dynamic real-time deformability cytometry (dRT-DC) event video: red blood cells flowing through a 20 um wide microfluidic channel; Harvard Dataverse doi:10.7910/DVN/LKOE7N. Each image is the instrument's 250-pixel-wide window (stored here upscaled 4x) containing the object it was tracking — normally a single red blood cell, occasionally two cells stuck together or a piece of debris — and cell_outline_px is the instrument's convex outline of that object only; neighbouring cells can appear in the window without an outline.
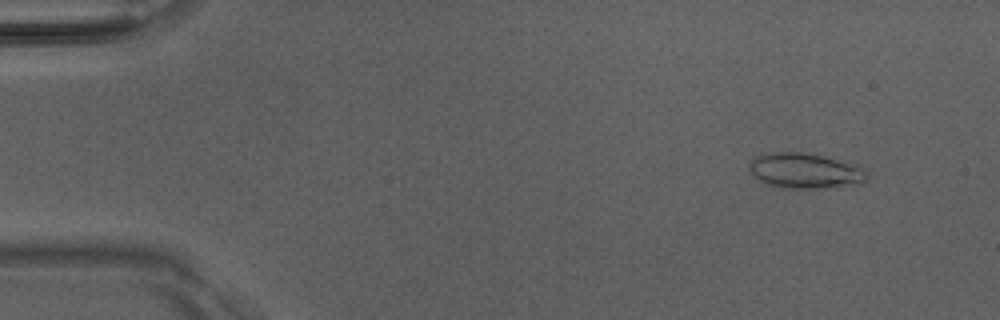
{"species": "Egyptian fruit bat (a non-hibernating species)", "species_latin": "Rousettus aegyptiacus", "temperature_condition": "room temperature", "stored_images_in_passage": 50, "camera_frame_rate_fps": 3000, "um_per_image_px": 0.085, "animal": {"sex": "male"}, "frame": {"image": 1, "passage_image": 4, "time_ms": 1.0, "image_size_px": [1000, 320], "cell_outline_px": [[868, 176], [860, 184], [832, 188], [784, 188], [768, 184], [760, 180], [748, 168], [748, 164], [756, 156], [776, 152], [804, 152], [824, 156], [852, 164], [868, 172]], "centroid_in_image_um": [68.44, 14.53], "position_along_channel_um": 16.6, "area_um2": 24.04}}
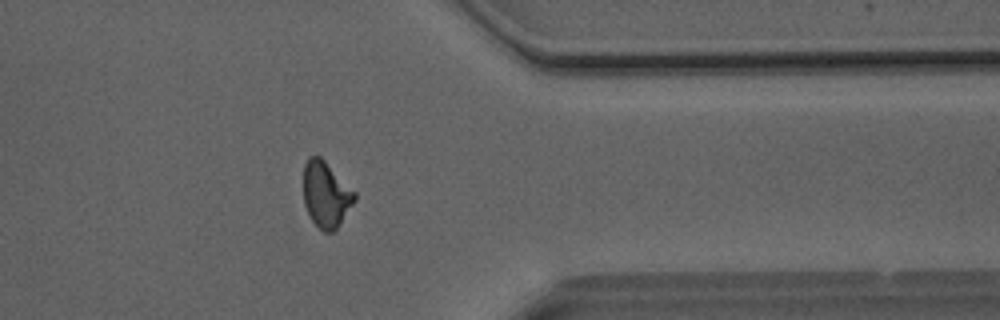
{"frame": {"image": 2, "passage_image": 40, "time_ms": 13.0, "image_size_px": [1000, 320], "cell_outline_px": [[356, 200], [336, 228], [332, 232], [324, 232], [312, 220], [304, 204], [304, 164], [308, 156], [320, 156], [356, 192]], "centroid_in_image_um": [27.71, 16.51], "position_along_channel_um": 383.7, "area_um2": 19.42}}
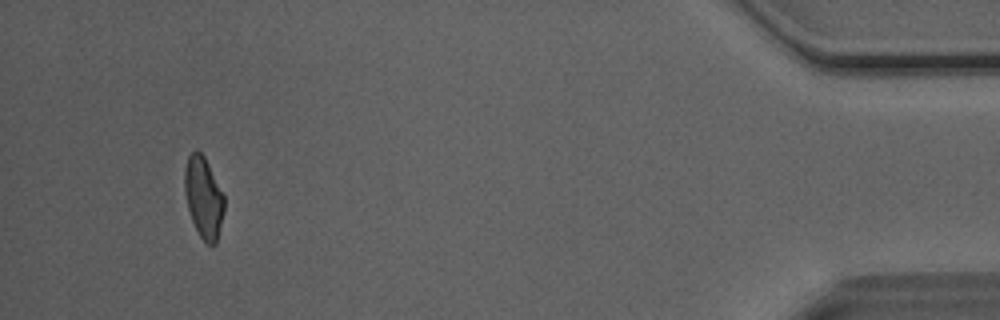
{"frame": {"image": 3, "passage_image": 47, "time_ms": 15.333, "image_size_px": [1000, 320], "cell_outline_px": [[224, 212], [216, 244], [212, 248], [200, 236], [192, 220], [188, 208], [184, 192], [184, 168], [188, 156], [196, 148], [204, 156], [224, 196]], "centroid_in_image_um": [17.29, 16.79], "position_along_channel_um": 417.9, "area_um2": 18.73}, "authors_computed_cell_mechanics": {"area_um2": 19.6231, "velocity_mm_per_s": 4.0666, "shape_relaxation_time_tau1_ms": 6.9169, "shape_relaxation_time_tau2_ms": 1.657, "deformation_change_tau1": 0.1762, "deformation_change_tau2": 0.0813}}